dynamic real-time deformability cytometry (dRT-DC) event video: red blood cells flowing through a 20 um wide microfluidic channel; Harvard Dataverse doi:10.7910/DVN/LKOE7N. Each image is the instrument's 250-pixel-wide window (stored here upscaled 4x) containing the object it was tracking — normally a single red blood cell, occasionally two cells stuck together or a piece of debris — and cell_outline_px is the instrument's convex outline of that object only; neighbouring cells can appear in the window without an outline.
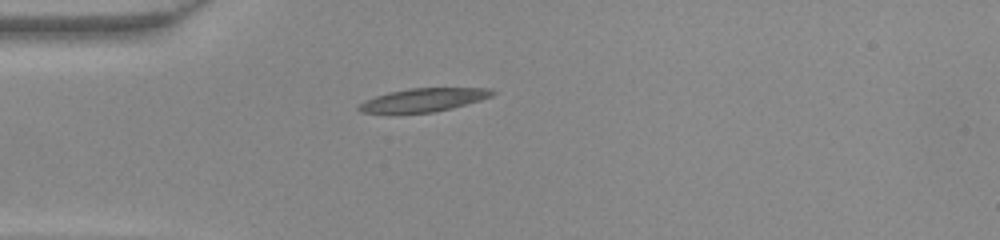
{"species": "common noctule bat (a hibernating species)", "species_latin": "Nyctalus noctula", "temperature_condition": "warm", "stored_images_in_passage": 36, "camera_frame_rate_fps": 3000, "um_per_image_px": 0.085, "animal": {"sex": "female", "body_mass_g": 22.0, "forearm_length_mm": 56.7}, "frame": {"image": 1, "passage_image": 1, "time_ms": 0.0, "image_size_px": [1000, 240], "cell_outline_px": [[496, 92], [492, 96], [480, 100], [452, 108], [432, 112], [360, 112], [356, 108], [364, 100], [388, 92], [412, 88], [492, 88]], "centroid_in_image_um": [36.03, 8.48], "position_along_channel_um": 49.0, "area_um2": 17.86}}
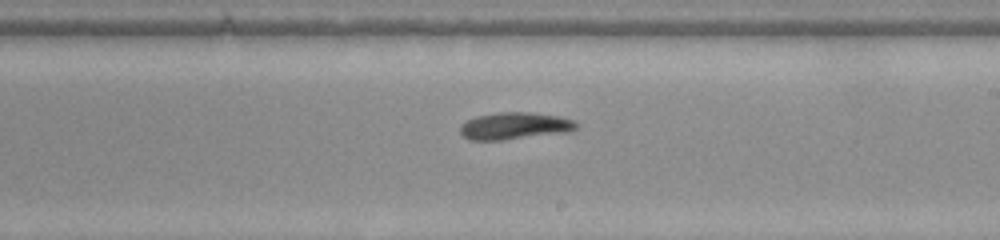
{"frame": {"image": 2, "passage_image": 16, "time_ms": 5.0, "image_size_px": [1000, 240], "cell_outline_px": [[580, 124], [576, 128], [568, 132], [504, 140], [468, 140], [460, 132], [460, 124], [476, 116], [500, 112], [532, 112], [556, 116], [572, 120]], "centroid_in_image_um": [43.73, 10.7], "position_along_channel_um": 245.3, "area_um2": 18.32}}
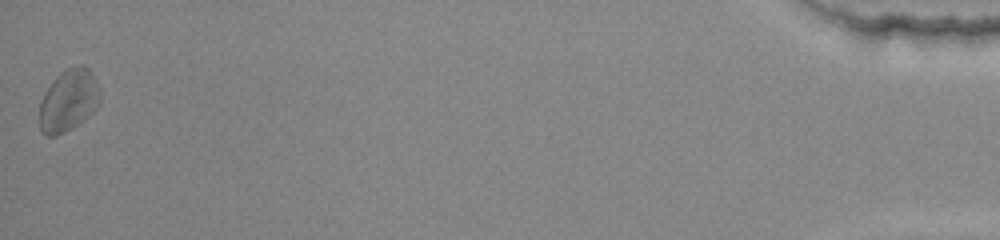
{"frame": {"image": 3, "passage_image": 36, "time_ms": 11.667, "image_size_px": [1000, 240], "cell_outline_px": [[100, 100], [92, 112], [84, 120], [72, 128], [56, 136], [48, 136], [40, 132], [40, 100], [44, 92], [52, 80], [60, 72], [68, 68], [80, 64], [84, 64], [92, 72], [100, 88]], "centroid_in_image_um": [5.82, 8.52], "position_along_channel_um": 429.4, "area_um2": 22.14}}